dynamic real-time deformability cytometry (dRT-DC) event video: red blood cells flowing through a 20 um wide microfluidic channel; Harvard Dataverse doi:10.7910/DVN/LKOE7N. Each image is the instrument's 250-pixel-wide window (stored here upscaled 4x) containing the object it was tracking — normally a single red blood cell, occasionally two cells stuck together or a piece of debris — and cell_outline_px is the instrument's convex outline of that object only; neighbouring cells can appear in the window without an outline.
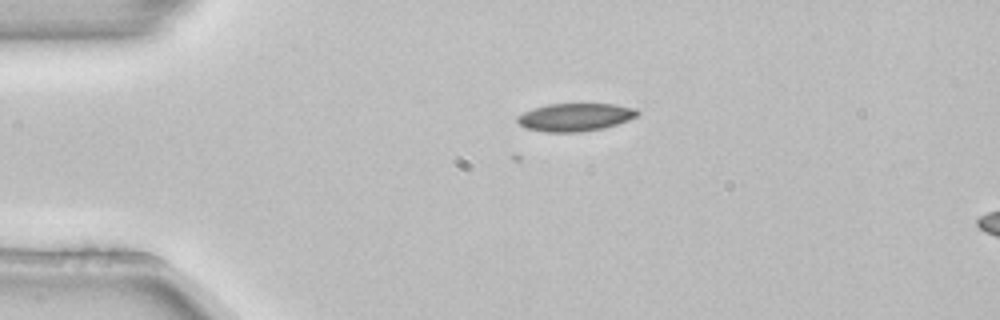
{"species": "common noctule bat (a hibernating species)", "species_latin": "Nyctalus noctula", "temperature_condition": "room temperature", "stored_images_in_passage": 9, "camera_frame_rate_fps": 3000, "um_per_image_px": 0.085, "animal": {"sex": "female", "body_mass_g": 22.7, "forearm_length_mm": 54.2}, "frame": {"image": 1, "passage_image": 3, "time_ms": 0.667, "image_size_px": [1000, 320], "cell_outline_px": [[640, 112], [636, 116], [628, 120], [604, 128], [580, 132], [544, 132], [524, 128], [516, 120], [516, 116], [532, 108], [548, 104], [612, 104], [636, 108]], "centroid_in_image_um": [48.86, 9.96], "position_along_channel_um": 36.1, "area_um2": 19.59}}
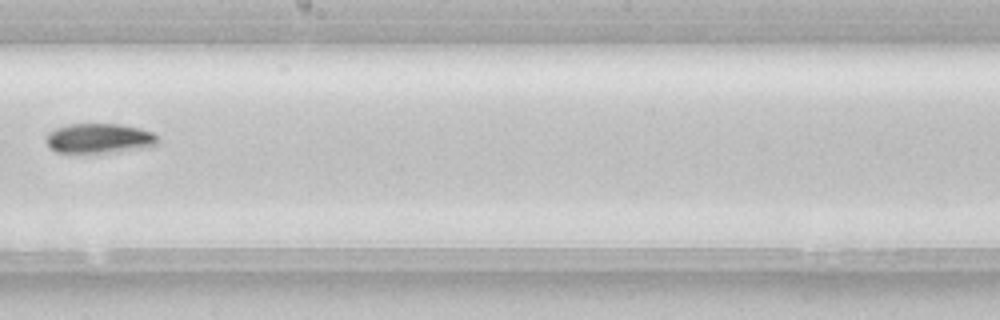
{"frame": {"image": 2, "passage_image": 8, "time_ms": 2.333, "image_size_px": [1000, 320], "cell_outline_px": [[160, 140], [156, 144], [140, 148], [120, 152], [56, 152], [48, 148], [44, 140], [48, 132], [56, 128], [68, 124], [120, 124], [140, 128], [152, 132]], "centroid_in_image_um": [8.39, 11.76], "position_along_channel_um": 239.8, "area_um2": 19.48}}